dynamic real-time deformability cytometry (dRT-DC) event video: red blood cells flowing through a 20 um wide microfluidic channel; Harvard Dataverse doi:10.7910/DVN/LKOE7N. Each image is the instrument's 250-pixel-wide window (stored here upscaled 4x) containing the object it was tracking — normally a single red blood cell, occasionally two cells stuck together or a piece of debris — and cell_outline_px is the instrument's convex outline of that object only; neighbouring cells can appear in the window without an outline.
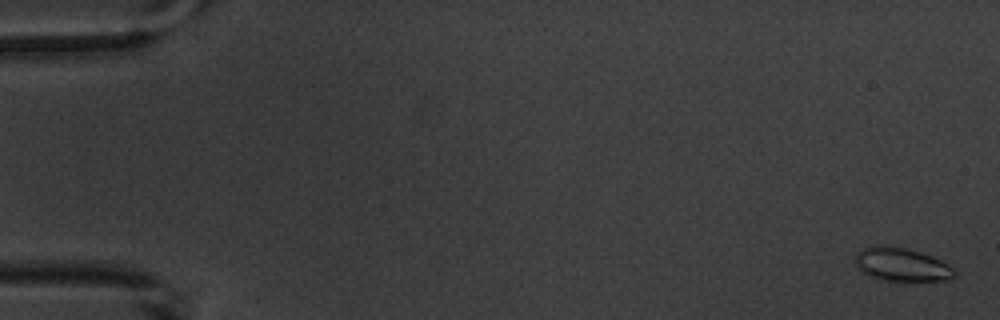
{"species": "common noctule bat (a hibernating species)", "species_latin": "Nyctalus noctula", "temperature_condition": "warm", "stored_images_in_passage": 6, "camera_frame_rate_fps": 3000, "um_per_image_px": 0.085, "animal": {"sex": "male", "body_mass_g": 20.1, "forearm_length_mm": 53.5}, "frame": {"image": 1, "passage_image": 1, "time_ms": 0.0, "image_size_px": [1000, 320], "cell_outline_px": [[956, 276], [948, 280], [880, 280], [868, 276], [856, 268], [856, 252], [864, 248], [876, 244], [888, 244], [908, 248], [920, 252], [940, 260], [952, 268], [956, 272]], "centroid_in_image_um": [76.58, 22.46], "position_along_channel_um": 8.4, "area_um2": 19.48}}
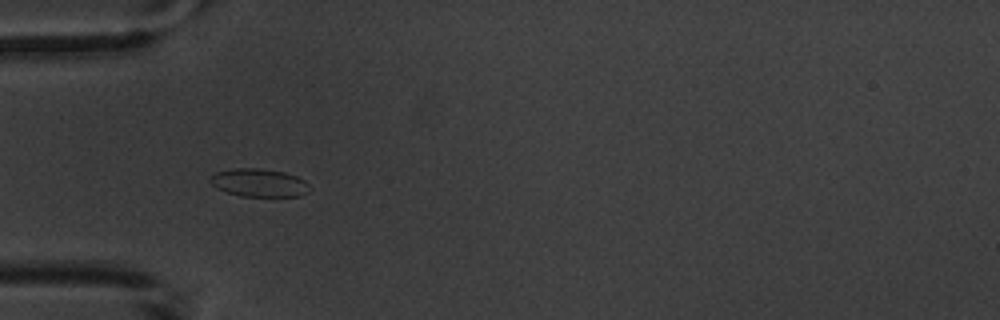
{"frame": {"image": 2, "passage_image": 5, "time_ms": 5.667, "image_size_px": [1000, 320], "cell_outline_px": [[312, 188], [308, 192], [300, 196], [240, 196], [216, 188], [208, 180], [216, 172], [232, 168], [256, 168], [284, 172], [296, 176], [304, 180]], "centroid_in_image_um": [22.03, 15.53], "position_along_channel_um": 63.0, "area_um2": 16.24}}
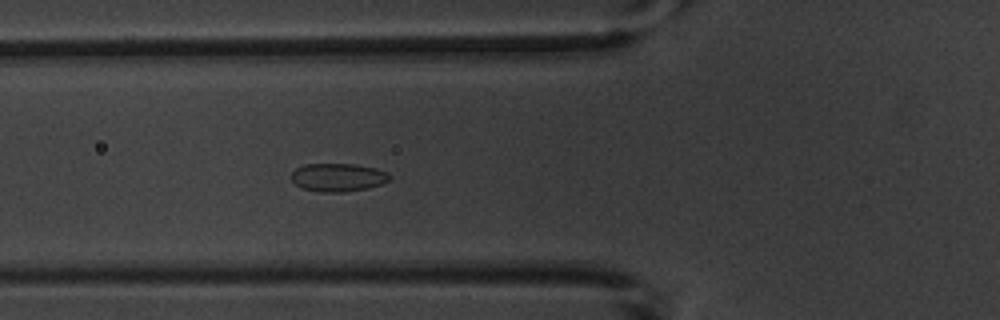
{"frame": {"image": 3, "passage_image": 6, "time_ms": 6.667, "image_size_px": [1000, 320], "cell_outline_px": [[392, 176], [388, 180], [380, 184], [368, 188], [344, 192], [320, 192], [304, 188], [296, 184], [292, 180], [292, 172], [296, 168], [304, 164], [352, 164], [376, 168], [388, 172]], "centroid_in_image_um": [28.74, 15.07], "position_along_channel_um": 97.1, "area_um2": 16.07}}